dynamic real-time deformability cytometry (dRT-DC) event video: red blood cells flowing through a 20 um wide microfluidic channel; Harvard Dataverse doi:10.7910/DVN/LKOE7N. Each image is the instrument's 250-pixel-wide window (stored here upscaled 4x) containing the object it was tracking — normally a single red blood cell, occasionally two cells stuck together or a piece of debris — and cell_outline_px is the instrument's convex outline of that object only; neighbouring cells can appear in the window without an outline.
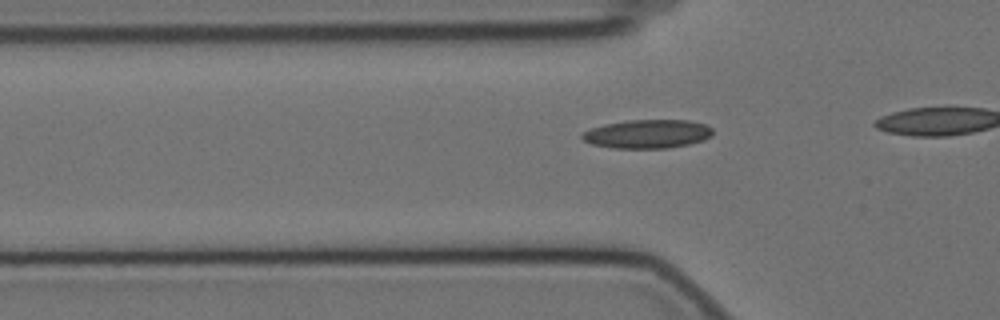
{"species": "Egyptian fruit bat (a non-hibernating species)", "species_latin": "Rousettus aegyptiacus", "temperature_condition": "cold", "stored_images_in_passage": 16, "camera_frame_rate_fps": 3000, "um_per_image_px": 0.085, "animal": {"sex": "female"}, "frame": {"image": 1, "passage_image": 7, "time_ms": 2.0, "image_size_px": [1000, 320], "cell_outline_px": [[712, 136], [704, 140], [688, 144], [668, 148], [616, 148], [592, 144], [584, 140], [580, 136], [584, 132], [592, 128], [604, 124], [628, 120], [688, 120], [704, 124], [712, 128]], "centroid_in_image_um": [55.05, 11.38], "position_along_channel_um": 70.7, "area_um2": 21.73}}
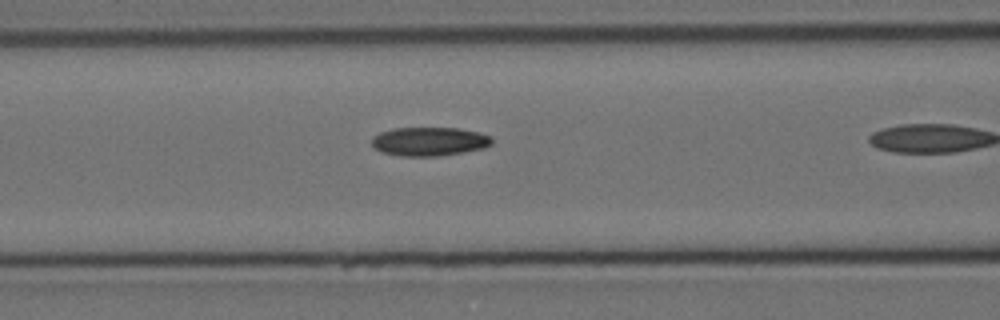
{"frame": {"image": 2, "passage_image": 12, "time_ms": 3.667, "image_size_px": [1000, 320], "cell_outline_px": [[492, 144], [484, 148], [464, 152], [440, 156], [400, 156], [380, 152], [372, 144], [372, 136], [380, 132], [392, 128], [456, 128], [480, 132], [492, 136]], "centroid_in_image_um": [36.5, 12.02], "position_along_channel_um": 130.1, "area_um2": 20.35}}